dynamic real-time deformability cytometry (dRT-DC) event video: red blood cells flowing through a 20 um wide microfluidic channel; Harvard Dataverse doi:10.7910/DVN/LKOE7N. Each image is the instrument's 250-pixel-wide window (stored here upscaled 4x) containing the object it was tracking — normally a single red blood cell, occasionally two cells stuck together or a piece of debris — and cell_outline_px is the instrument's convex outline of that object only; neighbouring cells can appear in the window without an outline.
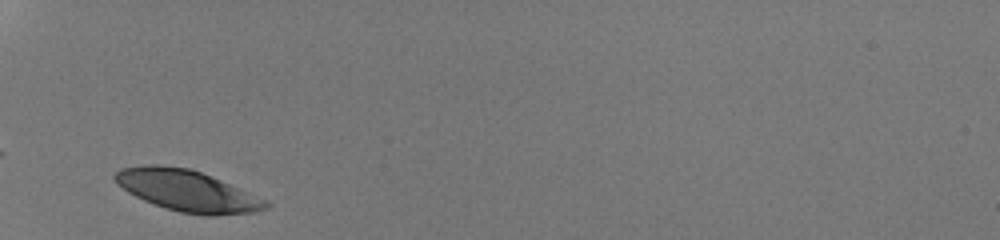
{"species": "human", "species_latin": "Homo sapiens", "temperature_condition": "room temperature", "stored_images_in_passage": 26, "camera_frame_rate_fps": 3000, "um_per_image_px": 0.085, "donor": {"sex": "male"}, "frame": {"image": 1, "passage_image": 1, "time_ms": 0.0, "image_size_px": [1000, 240], "cell_outline_px": [[272, 204], [268, 208], [252, 212], [216, 216], [208, 216], [180, 212], [144, 200], [128, 192], [116, 184], [112, 180], [112, 176], [120, 168], [144, 164], [160, 164], [192, 168], [212, 176], [268, 200]], "centroid_in_image_um": [15.91, 16.19], "position_along_channel_um": 69.1, "area_um2": 36.65}}
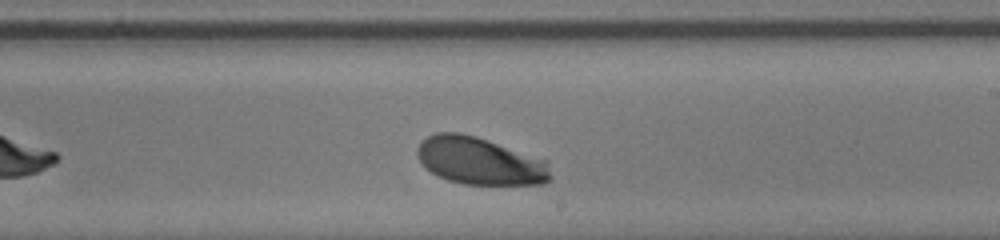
{"frame": {"image": 2, "passage_image": 15, "time_ms": 4.667, "image_size_px": [1000, 240], "cell_outline_px": [[552, 176], [544, 184], [464, 184], [448, 180], [436, 176], [416, 156], [416, 148], [428, 136], [436, 132], [460, 132], [476, 136], [548, 160]], "centroid_in_image_um": [40.81, 13.68], "position_along_channel_um": 248.2, "area_um2": 36.93}}
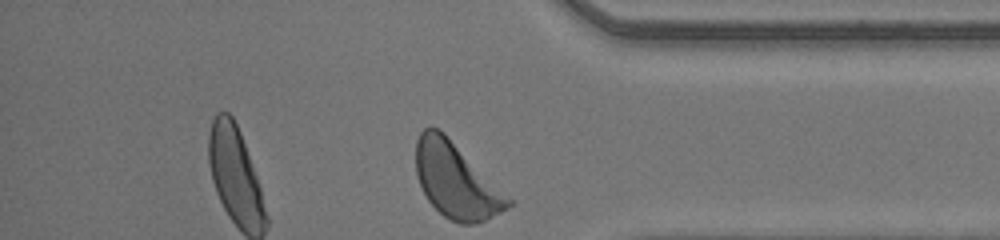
{"frame": {"image": 3, "passage_image": 26, "time_ms": 8.333, "image_size_px": [1000, 240], "cell_outline_px": [[512, 204], [508, 208], [476, 224], [460, 224], [444, 216], [428, 200], [416, 176], [416, 140], [420, 132], [424, 128], [440, 128], [512, 200]], "centroid_in_image_um": [38.74, 15.34], "position_along_channel_um": 396.5, "area_um2": 39.77}, "authors_computed_cell_mechanics": {"area_um2": 36.9342, "velocity_mm_per_s": 4.1637, "shape_relaxation_time_tau1_ms": 1.5216, "shape_relaxation_time_tau2_ms": null, "deformation_change_tau1": 0.1214, "deformation_change_tau2": null}}